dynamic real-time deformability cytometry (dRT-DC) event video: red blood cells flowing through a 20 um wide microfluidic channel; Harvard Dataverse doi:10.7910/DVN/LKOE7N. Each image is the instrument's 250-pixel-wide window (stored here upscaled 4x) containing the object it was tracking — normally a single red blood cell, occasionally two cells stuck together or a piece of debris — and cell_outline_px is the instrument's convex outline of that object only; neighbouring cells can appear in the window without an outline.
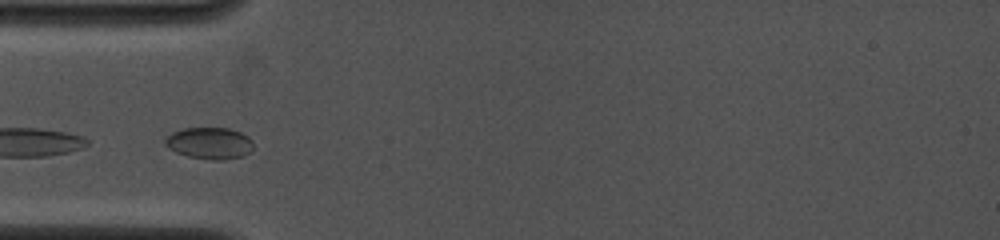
{"species": "common noctule bat (a hibernating species)", "species_latin": "Nyctalus noctula", "temperature_condition": "cold", "stored_images_in_passage": 14, "camera_frame_rate_fps": 4000, "um_per_image_px": 0.085, "animal": {"sex": "female", "body_mass_g": 19.0, "forearm_length_mm": 53.3}, "frame": {"image": 1, "passage_image": 1, "time_ms": 0.0, "image_size_px": [1000, 240], "cell_outline_px": [[252, 148], [244, 156], [224, 160], [212, 160], [188, 156], [176, 152], [168, 148], [164, 144], [164, 140], [172, 132], [184, 128], [228, 128], [240, 132], [248, 136], [252, 140]], "centroid_in_image_um": [17.8, 12.17], "position_along_channel_um": 67.2, "area_um2": 16.3}}
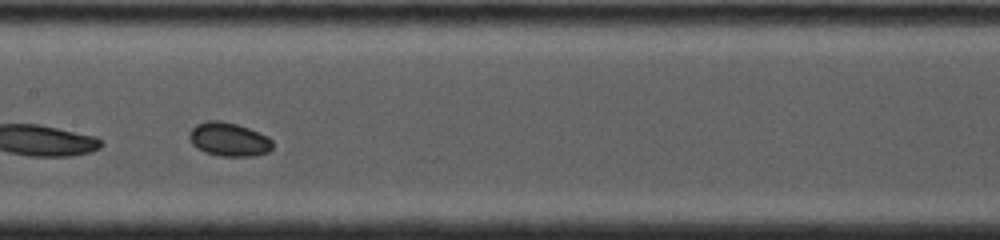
{"frame": {"image": 2, "passage_image": 7, "time_ms": 3.0, "image_size_px": [1000, 240], "cell_outline_px": [[272, 148], [268, 152], [252, 156], [220, 156], [204, 152], [196, 148], [192, 144], [188, 136], [188, 132], [196, 124], [208, 120], [220, 120], [236, 124], [248, 128], [268, 136], [272, 140]], "centroid_in_image_um": [19.42, 11.84], "position_along_channel_um": 188.0, "area_um2": 16.47}}